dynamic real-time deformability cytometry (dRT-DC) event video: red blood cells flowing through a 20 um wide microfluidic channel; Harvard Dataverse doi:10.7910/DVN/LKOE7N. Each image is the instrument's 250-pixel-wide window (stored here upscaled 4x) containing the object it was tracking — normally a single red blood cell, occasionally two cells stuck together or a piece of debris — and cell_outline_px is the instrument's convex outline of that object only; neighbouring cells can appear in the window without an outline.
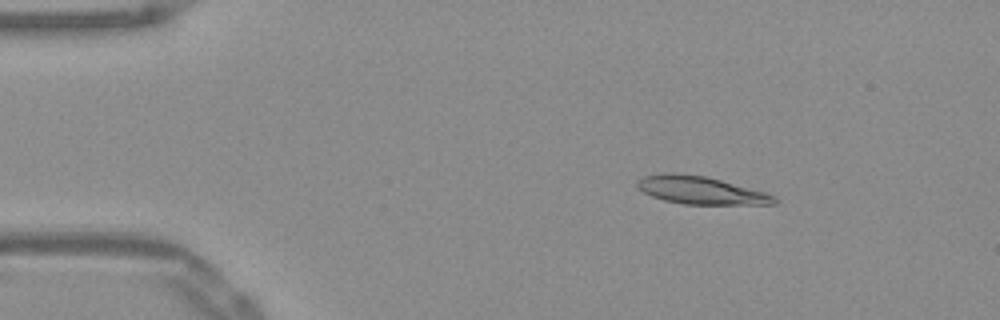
{"species": "Egyptian fruit bat (a non-hibernating species)", "species_latin": "Rousettus aegyptiacus", "temperature_condition": "warm", "stored_images_in_passage": 52, "camera_frame_rate_fps": 3000, "um_per_image_px": 0.085, "frame": {"image": 1, "passage_image": 8, "time_ms": 2.333, "image_size_px": [1000, 320], "cell_outline_px": [[780, 200], [776, 204], [684, 204], [664, 200], [652, 196], [644, 192], [636, 184], [636, 180], [644, 176], [664, 172], [672, 172], [704, 176], [720, 180], [764, 192]], "centroid_in_image_um": [59.52, 16.17], "position_along_channel_um": 25.5, "area_um2": 21.91}}
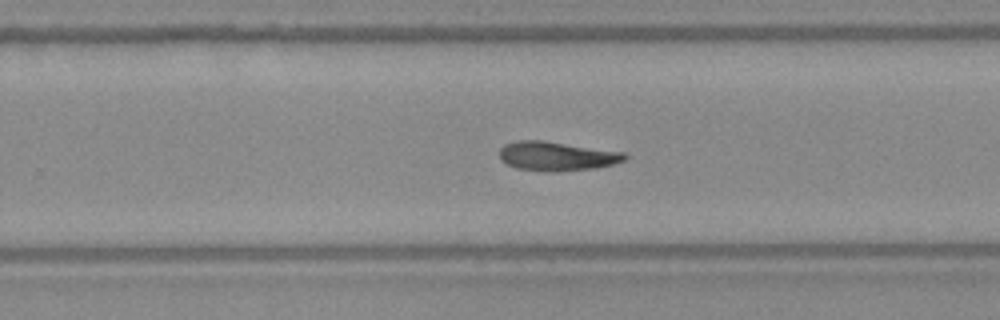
{"frame": {"image": 2, "passage_image": 33, "time_ms": 10.667, "image_size_px": [1000, 320], "cell_outline_px": [[628, 160], [596, 168], [516, 168], [500, 160], [500, 148], [504, 144], [516, 140], [544, 140], [624, 152], [628, 156]], "centroid_in_image_um": [47.34, 13.2], "position_along_channel_um": 282.5, "area_um2": 20.29}}
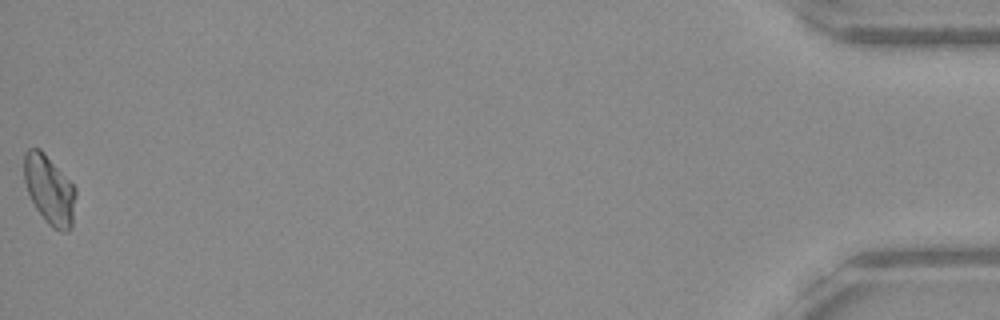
{"frame": {"image": 3, "passage_image": 52, "time_ms": 17.0, "image_size_px": [1000, 320], "cell_outline_px": [[76, 196], [72, 228], [68, 232], [60, 232], [52, 228], [48, 224], [36, 208], [28, 192], [24, 180], [24, 152], [28, 148], [40, 148], [44, 152], [76, 188]], "centroid_in_image_um": [4.21, 16.15], "position_along_channel_um": 431.0, "area_um2": 20.87}}